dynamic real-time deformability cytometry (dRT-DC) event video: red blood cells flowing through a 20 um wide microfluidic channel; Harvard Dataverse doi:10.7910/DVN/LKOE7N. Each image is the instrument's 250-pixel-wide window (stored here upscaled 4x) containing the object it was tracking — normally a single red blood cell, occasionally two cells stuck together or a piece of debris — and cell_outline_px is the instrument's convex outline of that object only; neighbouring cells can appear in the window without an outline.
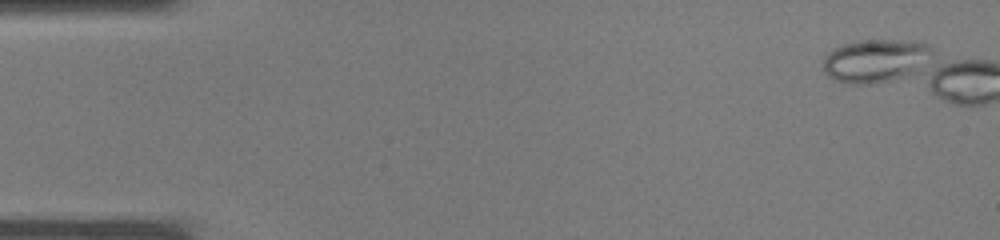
{"species": "common noctule bat (a hibernating species)", "species_latin": "Nyctalus noctula", "temperature_condition": "warm", "stored_images_in_passage": 1, "camera_frame_rate_fps": 3000, "um_per_image_px": 0.085, "animal": {"sex": "male", "body_mass_g": 19.0, "forearm_length_mm": 50.8}, "frame": {"image": 1, "passage_image": 1, "time_ms": 0.0, "image_size_px": [1000, 240], "cell_outline_px": [[932, 52], [912, 72], [904, 76], [872, 84], [852, 84], [836, 80], [828, 76], [824, 72], [824, 56], [832, 48], [856, 40], [920, 40], [928, 44], [932, 48]], "centroid_in_image_um": [74.35, 5.12], "position_along_channel_um": 10.7, "area_um2": 27.11}}